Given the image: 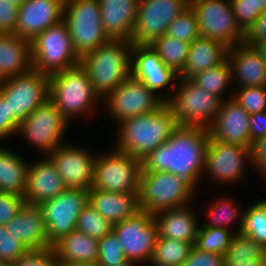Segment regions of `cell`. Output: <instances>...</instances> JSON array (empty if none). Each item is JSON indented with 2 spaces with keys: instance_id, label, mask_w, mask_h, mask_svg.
<instances>
[{
  "instance_id": "obj_1",
  "label": "cell",
  "mask_w": 266,
  "mask_h": 266,
  "mask_svg": "<svg viewBox=\"0 0 266 266\" xmlns=\"http://www.w3.org/2000/svg\"><path fill=\"white\" fill-rule=\"evenodd\" d=\"M209 138L207 128L179 126L164 144L141 160V173L170 172L197 190Z\"/></svg>"
},
{
  "instance_id": "obj_2",
  "label": "cell",
  "mask_w": 266,
  "mask_h": 266,
  "mask_svg": "<svg viewBox=\"0 0 266 266\" xmlns=\"http://www.w3.org/2000/svg\"><path fill=\"white\" fill-rule=\"evenodd\" d=\"M119 123L115 149L139 160L164 144L180 126L167 103L154 112Z\"/></svg>"
},
{
  "instance_id": "obj_3",
  "label": "cell",
  "mask_w": 266,
  "mask_h": 266,
  "mask_svg": "<svg viewBox=\"0 0 266 266\" xmlns=\"http://www.w3.org/2000/svg\"><path fill=\"white\" fill-rule=\"evenodd\" d=\"M131 41L110 39L86 54L80 64L89 74L94 92L104 99L131 75Z\"/></svg>"
},
{
  "instance_id": "obj_4",
  "label": "cell",
  "mask_w": 266,
  "mask_h": 266,
  "mask_svg": "<svg viewBox=\"0 0 266 266\" xmlns=\"http://www.w3.org/2000/svg\"><path fill=\"white\" fill-rule=\"evenodd\" d=\"M49 100L71 121L74 117L91 116L100 98L88 72L79 64L49 76Z\"/></svg>"
},
{
  "instance_id": "obj_5",
  "label": "cell",
  "mask_w": 266,
  "mask_h": 266,
  "mask_svg": "<svg viewBox=\"0 0 266 266\" xmlns=\"http://www.w3.org/2000/svg\"><path fill=\"white\" fill-rule=\"evenodd\" d=\"M195 189L183 178L170 172L141 173L138 205L153 215L168 209L187 206Z\"/></svg>"
},
{
  "instance_id": "obj_6",
  "label": "cell",
  "mask_w": 266,
  "mask_h": 266,
  "mask_svg": "<svg viewBox=\"0 0 266 266\" xmlns=\"http://www.w3.org/2000/svg\"><path fill=\"white\" fill-rule=\"evenodd\" d=\"M63 20L80 59L110 40L103 29L98 0H65Z\"/></svg>"
},
{
  "instance_id": "obj_7",
  "label": "cell",
  "mask_w": 266,
  "mask_h": 266,
  "mask_svg": "<svg viewBox=\"0 0 266 266\" xmlns=\"http://www.w3.org/2000/svg\"><path fill=\"white\" fill-rule=\"evenodd\" d=\"M32 66L46 75L75 67L81 59L75 53L67 23L62 20L31 40Z\"/></svg>"
},
{
  "instance_id": "obj_8",
  "label": "cell",
  "mask_w": 266,
  "mask_h": 266,
  "mask_svg": "<svg viewBox=\"0 0 266 266\" xmlns=\"http://www.w3.org/2000/svg\"><path fill=\"white\" fill-rule=\"evenodd\" d=\"M0 94L8 102L9 119L18 126L49 99V75L32 69L0 81Z\"/></svg>"
},
{
  "instance_id": "obj_9",
  "label": "cell",
  "mask_w": 266,
  "mask_h": 266,
  "mask_svg": "<svg viewBox=\"0 0 266 266\" xmlns=\"http://www.w3.org/2000/svg\"><path fill=\"white\" fill-rule=\"evenodd\" d=\"M179 88L166 102L180 126L209 128L220 110L221 100L191 79L177 78Z\"/></svg>"
},
{
  "instance_id": "obj_10",
  "label": "cell",
  "mask_w": 266,
  "mask_h": 266,
  "mask_svg": "<svg viewBox=\"0 0 266 266\" xmlns=\"http://www.w3.org/2000/svg\"><path fill=\"white\" fill-rule=\"evenodd\" d=\"M141 160L113 148L97 155L93 187L112 193H138Z\"/></svg>"
},
{
  "instance_id": "obj_11",
  "label": "cell",
  "mask_w": 266,
  "mask_h": 266,
  "mask_svg": "<svg viewBox=\"0 0 266 266\" xmlns=\"http://www.w3.org/2000/svg\"><path fill=\"white\" fill-rule=\"evenodd\" d=\"M189 5L196 13L201 37L228 48L244 43L245 32L236 22L230 0H189Z\"/></svg>"
},
{
  "instance_id": "obj_12",
  "label": "cell",
  "mask_w": 266,
  "mask_h": 266,
  "mask_svg": "<svg viewBox=\"0 0 266 266\" xmlns=\"http://www.w3.org/2000/svg\"><path fill=\"white\" fill-rule=\"evenodd\" d=\"M69 122L48 99L19 124L17 133L47 156L64 143L62 137Z\"/></svg>"
},
{
  "instance_id": "obj_13",
  "label": "cell",
  "mask_w": 266,
  "mask_h": 266,
  "mask_svg": "<svg viewBox=\"0 0 266 266\" xmlns=\"http://www.w3.org/2000/svg\"><path fill=\"white\" fill-rule=\"evenodd\" d=\"M110 116L118 122L156 111L166 102L130 75L104 99Z\"/></svg>"
},
{
  "instance_id": "obj_14",
  "label": "cell",
  "mask_w": 266,
  "mask_h": 266,
  "mask_svg": "<svg viewBox=\"0 0 266 266\" xmlns=\"http://www.w3.org/2000/svg\"><path fill=\"white\" fill-rule=\"evenodd\" d=\"M128 260L149 263L158 238V226L149 211L138 210L131 217L113 225Z\"/></svg>"
},
{
  "instance_id": "obj_15",
  "label": "cell",
  "mask_w": 266,
  "mask_h": 266,
  "mask_svg": "<svg viewBox=\"0 0 266 266\" xmlns=\"http://www.w3.org/2000/svg\"><path fill=\"white\" fill-rule=\"evenodd\" d=\"M88 204L89 190L67 188L39 205L52 245L62 236L76 230L79 214Z\"/></svg>"
},
{
  "instance_id": "obj_16",
  "label": "cell",
  "mask_w": 266,
  "mask_h": 266,
  "mask_svg": "<svg viewBox=\"0 0 266 266\" xmlns=\"http://www.w3.org/2000/svg\"><path fill=\"white\" fill-rule=\"evenodd\" d=\"M189 6V0H139L132 44H151Z\"/></svg>"
},
{
  "instance_id": "obj_17",
  "label": "cell",
  "mask_w": 266,
  "mask_h": 266,
  "mask_svg": "<svg viewBox=\"0 0 266 266\" xmlns=\"http://www.w3.org/2000/svg\"><path fill=\"white\" fill-rule=\"evenodd\" d=\"M252 159L251 148L223 143L210 137L203 173H208L207 175H211L220 184L234 183L243 178L244 164L247 160L252 163Z\"/></svg>"
},
{
  "instance_id": "obj_18",
  "label": "cell",
  "mask_w": 266,
  "mask_h": 266,
  "mask_svg": "<svg viewBox=\"0 0 266 266\" xmlns=\"http://www.w3.org/2000/svg\"><path fill=\"white\" fill-rule=\"evenodd\" d=\"M67 188L90 190L93 187L95 161L89 150L61 144L47 155Z\"/></svg>"
},
{
  "instance_id": "obj_19",
  "label": "cell",
  "mask_w": 266,
  "mask_h": 266,
  "mask_svg": "<svg viewBox=\"0 0 266 266\" xmlns=\"http://www.w3.org/2000/svg\"><path fill=\"white\" fill-rule=\"evenodd\" d=\"M249 115L232 95H229L221 102L220 110L208 128L210 137L223 143L252 149Z\"/></svg>"
},
{
  "instance_id": "obj_20",
  "label": "cell",
  "mask_w": 266,
  "mask_h": 266,
  "mask_svg": "<svg viewBox=\"0 0 266 266\" xmlns=\"http://www.w3.org/2000/svg\"><path fill=\"white\" fill-rule=\"evenodd\" d=\"M131 75L142 81L148 89L158 92L165 102L170 97L165 94L161 96L160 90L178 78V74L162 62L150 44H132Z\"/></svg>"
},
{
  "instance_id": "obj_21",
  "label": "cell",
  "mask_w": 266,
  "mask_h": 266,
  "mask_svg": "<svg viewBox=\"0 0 266 266\" xmlns=\"http://www.w3.org/2000/svg\"><path fill=\"white\" fill-rule=\"evenodd\" d=\"M65 0H27L18 8L15 34L33 40L63 20Z\"/></svg>"
},
{
  "instance_id": "obj_22",
  "label": "cell",
  "mask_w": 266,
  "mask_h": 266,
  "mask_svg": "<svg viewBox=\"0 0 266 266\" xmlns=\"http://www.w3.org/2000/svg\"><path fill=\"white\" fill-rule=\"evenodd\" d=\"M66 189L62 177L48 156L35 163H29L25 202L40 205Z\"/></svg>"
},
{
  "instance_id": "obj_23",
  "label": "cell",
  "mask_w": 266,
  "mask_h": 266,
  "mask_svg": "<svg viewBox=\"0 0 266 266\" xmlns=\"http://www.w3.org/2000/svg\"><path fill=\"white\" fill-rule=\"evenodd\" d=\"M30 251L52 248L39 205L25 202L13 220L5 225Z\"/></svg>"
},
{
  "instance_id": "obj_24",
  "label": "cell",
  "mask_w": 266,
  "mask_h": 266,
  "mask_svg": "<svg viewBox=\"0 0 266 266\" xmlns=\"http://www.w3.org/2000/svg\"><path fill=\"white\" fill-rule=\"evenodd\" d=\"M227 59L231 65L232 80L238 79L237 88L266 86V62L254 47L236 44L228 49Z\"/></svg>"
},
{
  "instance_id": "obj_25",
  "label": "cell",
  "mask_w": 266,
  "mask_h": 266,
  "mask_svg": "<svg viewBox=\"0 0 266 266\" xmlns=\"http://www.w3.org/2000/svg\"><path fill=\"white\" fill-rule=\"evenodd\" d=\"M103 29L110 39L131 41L139 0H98Z\"/></svg>"
},
{
  "instance_id": "obj_26",
  "label": "cell",
  "mask_w": 266,
  "mask_h": 266,
  "mask_svg": "<svg viewBox=\"0 0 266 266\" xmlns=\"http://www.w3.org/2000/svg\"><path fill=\"white\" fill-rule=\"evenodd\" d=\"M32 69L31 41L15 33H0V81Z\"/></svg>"
},
{
  "instance_id": "obj_27",
  "label": "cell",
  "mask_w": 266,
  "mask_h": 266,
  "mask_svg": "<svg viewBox=\"0 0 266 266\" xmlns=\"http://www.w3.org/2000/svg\"><path fill=\"white\" fill-rule=\"evenodd\" d=\"M190 206L168 209L154 214L158 237L195 244L199 231L197 215Z\"/></svg>"
},
{
  "instance_id": "obj_28",
  "label": "cell",
  "mask_w": 266,
  "mask_h": 266,
  "mask_svg": "<svg viewBox=\"0 0 266 266\" xmlns=\"http://www.w3.org/2000/svg\"><path fill=\"white\" fill-rule=\"evenodd\" d=\"M228 49L220 41L199 36L191 42L186 63L178 77L190 79L197 73L224 63L228 58Z\"/></svg>"
},
{
  "instance_id": "obj_29",
  "label": "cell",
  "mask_w": 266,
  "mask_h": 266,
  "mask_svg": "<svg viewBox=\"0 0 266 266\" xmlns=\"http://www.w3.org/2000/svg\"><path fill=\"white\" fill-rule=\"evenodd\" d=\"M99 239L73 230L53 244L59 264H94L98 260Z\"/></svg>"
},
{
  "instance_id": "obj_30",
  "label": "cell",
  "mask_w": 266,
  "mask_h": 266,
  "mask_svg": "<svg viewBox=\"0 0 266 266\" xmlns=\"http://www.w3.org/2000/svg\"><path fill=\"white\" fill-rule=\"evenodd\" d=\"M89 204L113 225L131 217L139 210L138 193H112L92 187Z\"/></svg>"
},
{
  "instance_id": "obj_31",
  "label": "cell",
  "mask_w": 266,
  "mask_h": 266,
  "mask_svg": "<svg viewBox=\"0 0 266 266\" xmlns=\"http://www.w3.org/2000/svg\"><path fill=\"white\" fill-rule=\"evenodd\" d=\"M29 163L22 156L0 146V192L24 196Z\"/></svg>"
},
{
  "instance_id": "obj_32",
  "label": "cell",
  "mask_w": 266,
  "mask_h": 266,
  "mask_svg": "<svg viewBox=\"0 0 266 266\" xmlns=\"http://www.w3.org/2000/svg\"><path fill=\"white\" fill-rule=\"evenodd\" d=\"M223 266H266V249L252 237L235 233Z\"/></svg>"
},
{
  "instance_id": "obj_33",
  "label": "cell",
  "mask_w": 266,
  "mask_h": 266,
  "mask_svg": "<svg viewBox=\"0 0 266 266\" xmlns=\"http://www.w3.org/2000/svg\"><path fill=\"white\" fill-rule=\"evenodd\" d=\"M193 246L190 242L158 237L149 264L181 266L188 258Z\"/></svg>"
},
{
  "instance_id": "obj_34",
  "label": "cell",
  "mask_w": 266,
  "mask_h": 266,
  "mask_svg": "<svg viewBox=\"0 0 266 266\" xmlns=\"http://www.w3.org/2000/svg\"><path fill=\"white\" fill-rule=\"evenodd\" d=\"M190 44L165 34L150 45L157 52L162 62L176 74H180L187 60Z\"/></svg>"
},
{
  "instance_id": "obj_35",
  "label": "cell",
  "mask_w": 266,
  "mask_h": 266,
  "mask_svg": "<svg viewBox=\"0 0 266 266\" xmlns=\"http://www.w3.org/2000/svg\"><path fill=\"white\" fill-rule=\"evenodd\" d=\"M197 86L207 90L221 101L226 100L224 94L232 81V70L228 59L217 66L204 70L190 78ZM232 81V82H231Z\"/></svg>"
},
{
  "instance_id": "obj_36",
  "label": "cell",
  "mask_w": 266,
  "mask_h": 266,
  "mask_svg": "<svg viewBox=\"0 0 266 266\" xmlns=\"http://www.w3.org/2000/svg\"><path fill=\"white\" fill-rule=\"evenodd\" d=\"M235 233L226 228L200 226L194 246L204 252L224 255Z\"/></svg>"
},
{
  "instance_id": "obj_37",
  "label": "cell",
  "mask_w": 266,
  "mask_h": 266,
  "mask_svg": "<svg viewBox=\"0 0 266 266\" xmlns=\"http://www.w3.org/2000/svg\"><path fill=\"white\" fill-rule=\"evenodd\" d=\"M241 233L252 237L266 249V199L259 200L243 212Z\"/></svg>"
},
{
  "instance_id": "obj_38",
  "label": "cell",
  "mask_w": 266,
  "mask_h": 266,
  "mask_svg": "<svg viewBox=\"0 0 266 266\" xmlns=\"http://www.w3.org/2000/svg\"><path fill=\"white\" fill-rule=\"evenodd\" d=\"M213 202L211 207L208 208L210 219L208 223L204 224L202 227H217L232 230L229 225L237 221L239 217V224L236 232H240L242 229L244 213L239 212L240 209L234 204V199L228 200L227 198L222 197ZM240 214H242L241 217L239 216Z\"/></svg>"
},
{
  "instance_id": "obj_39",
  "label": "cell",
  "mask_w": 266,
  "mask_h": 266,
  "mask_svg": "<svg viewBox=\"0 0 266 266\" xmlns=\"http://www.w3.org/2000/svg\"><path fill=\"white\" fill-rule=\"evenodd\" d=\"M76 230L101 239L113 231V224L88 204L79 214Z\"/></svg>"
},
{
  "instance_id": "obj_40",
  "label": "cell",
  "mask_w": 266,
  "mask_h": 266,
  "mask_svg": "<svg viewBox=\"0 0 266 266\" xmlns=\"http://www.w3.org/2000/svg\"><path fill=\"white\" fill-rule=\"evenodd\" d=\"M166 34L188 43L200 36L197 16L190 5L168 26Z\"/></svg>"
},
{
  "instance_id": "obj_41",
  "label": "cell",
  "mask_w": 266,
  "mask_h": 266,
  "mask_svg": "<svg viewBox=\"0 0 266 266\" xmlns=\"http://www.w3.org/2000/svg\"><path fill=\"white\" fill-rule=\"evenodd\" d=\"M127 260L119 238L114 231L99 239L97 260L99 266H115Z\"/></svg>"
},
{
  "instance_id": "obj_42",
  "label": "cell",
  "mask_w": 266,
  "mask_h": 266,
  "mask_svg": "<svg viewBox=\"0 0 266 266\" xmlns=\"http://www.w3.org/2000/svg\"><path fill=\"white\" fill-rule=\"evenodd\" d=\"M236 22L246 32L266 10V0H230Z\"/></svg>"
},
{
  "instance_id": "obj_43",
  "label": "cell",
  "mask_w": 266,
  "mask_h": 266,
  "mask_svg": "<svg viewBox=\"0 0 266 266\" xmlns=\"http://www.w3.org/2000/svg\"><path fill=\"white\" fill-rule=\"evenodd\" d=\"M232 98L249 114L266 111V86L241 87Z\"/></svg>"
},
{
  "instance_id": "obj_44",
  "label": "cell",
  "mask_w": 266,
  "mask_h": 266,
  "mask_svg": "<svg viewBox=\"0 0 266 266\" xmlns=\"http://www.w3.org/2000/svg\"><path fill=\"white\" fill-rule=\"evenodd\" d=\"M30 250L7 231L5 226L0 225V262L12 265L20 257L26 255Z\"/></svg>"
},
{
  "instance_id": "obj_45",
  "label": "cell",
  "mask_w": 266,
  "mask_h": 266,
  "mask_svg": "<svg viewBox=\"0 0 266 266\" xmlns=\"http://www.w3.org/2000/svg\"><path fill=\"white\" fill-rule=\"evenodd\" d=\"M24 203V196L0 192V225L5 226L13 220Z\"/></svg>"
},
{
  "instance_id": "obj_46",
  "label": "cell",
  "mask_w": 266,
  "mask_h": 266,
  "mask_svg": "<svg viewBox=\"0 0 266 266\" xmlns=\"http://www.w3.org/2000/svg\"><path fill=\"white\" fill-rule=\"evenodd\" d=\"M11 266H59L53 248L43 251H29Z\"/></svg>"
},
{
  "instance_id": "obj_47",
  "label": "cell",
  "mask_w": 266,
  "mask_h": 266,
  "mask_svg": "<svg viewBox=\"0 0 266 266\" xmlns=\"http://www.w3.org/2000/svg\"><path fill=\"white\" fill-rule=\"evenodd\" d=\"M224 255L204 252L193 246L188 258L181 266H223Z\"/></svg>"
},
{
  "instance_id": "obj_48",
  "label": "cell",
  "mask_w": 266,
  "mask_h": 266,
  "mask_svg": "<svg viewBox=\"0 0 266 266\" xmlns=\"http://www.w3.org/2000/svg\"><path fill=\"white\" fill-rule=\"evenodd\" d=\"M18 8L6 0H0V33H15Z\"/></svg>"
},
{
  "instance_id": "obj_49",
  "label": "cell",
  "mask_w": 266,
  "mask_h": 266,
  "mask_svg": "<svg viewBox=\"0 0 266 266\" xmlns=\"http://www.w3.org/2000/svg\"><path fill=\"white\" fill-rule=\"evenodd\" d=\"M262 41H266V10L257 17L244 36V43L252 47Z\"/></svg>"
},
{
  "instance_id": "obj_50",
  "label": "cell",
  "mask_w": 266,
  "mask_h": 266,
  "mask_svg": "<svg viewBox=\"0 0 266 266\" xmlns=\"http://www.w3.org/2000/svg\"><path fill=\"white\" fill-rule=\"evenodd\" d=\"M18 127L12 119H9L8 102L0 94V140L13 136V134L19 135L17 133Z\"/></svg>"
},
{
  "instance_id": "obj_51",
  "label": "cell",
  "mask_w": 266,
  "mask_h": 266,
  "mask_svg": "<svg viewBox=\"0 0 266 266\" xmlns=\"http://www.w3.org/2000/svg\"><path fill=\"white\" fill-rule=\"evenodd\" d=\"M251 152L253 168L255 166L266 180V136L253 143Z\"/></svg>"
},
{
  "instance_id": "obj_52",
  "label": "cell",
  "mask_w": 266,
  "mask_h": 266,
  "mask_svg": "<svg viewBox=\"0 0 266 266\" xmlns=\"http://www.w3.org/2000/svg\"><path fill=\"white\" fill-rule=\"evenodd\" d=\"M250 135L252 143L266 136V111L249 115Z\"/></svg>"
},
{
  "instance_id": "obj_53",
  "label": "cell",
  "mask_w": 266,
  "mask_h": 266,
  "mask_svg": "<svg viewBox=\"0 0 266 266\" xmlns=\"http://www.w3.org/2000/svg\"><path fill=\"white\" fill-rule=\"evenodd\" d=\"M253 47L261 55L263 60L266 62V41L256 43Z\"/></svg>"
},
{
  "instance_id": "obj_54",
  "label": "cell",
  "mask_w": 266,
  "mask_h": 266,
  "mask_svg": "<svg viewBox=\"0 0 266 266\" xmlns=\"http://www.w3.org/2000/svg\"><path fill=\"white\" fill-rule=\"evenodd\" d=\"M27 0H6V2L13 4L14 6H16L17 8H19L20 6H22Z\"/></svg>"
},
{
  "instance_id": "obj_55",
  "label": "cell",
  "mask_w": 266,
  "mask_h": 266,
  "mask_svg": "<svg viewBox=\"0 0 266 266\" xmlns=\"http://www.w3.org/2000/svg\"><path fill=\"white\" fill-rule=\"evenodd\" d=\"M59 266H99L97 263L94 264H59Z\"/></svg>"
},
{
  "instance_id": "obj_56",
  "label": "cell",
  "mask_w": 266,
  "mask_h": 266,
  "mask_svg": "<svg viewBox=\"0 0 266 266\" xmlns=\"http://www.w3.org/2000/svg\"><path fill=\"white\" fill-rule=\"evenodd\" d=\"M134 264L137 265L138 263L131 261V260H127L126 262H123V263L115 265V266H135Z\"/></svg>"
},
{
  "instance_id": "obj_57",
  "label": "cell",
  "mask_w": 266,
  "mask_h": 266,
  "mask_svg": "<svg viewBox=\"0 0 266 266\" xmlns=\"http://www.w3.org/2000/svg\"><path fill=\"white\" fill-rule=\"evenodd\" d=\"M0 266H11V265L6 264V263H1V262H0Z\"/></svg>"
}]
</instances>
